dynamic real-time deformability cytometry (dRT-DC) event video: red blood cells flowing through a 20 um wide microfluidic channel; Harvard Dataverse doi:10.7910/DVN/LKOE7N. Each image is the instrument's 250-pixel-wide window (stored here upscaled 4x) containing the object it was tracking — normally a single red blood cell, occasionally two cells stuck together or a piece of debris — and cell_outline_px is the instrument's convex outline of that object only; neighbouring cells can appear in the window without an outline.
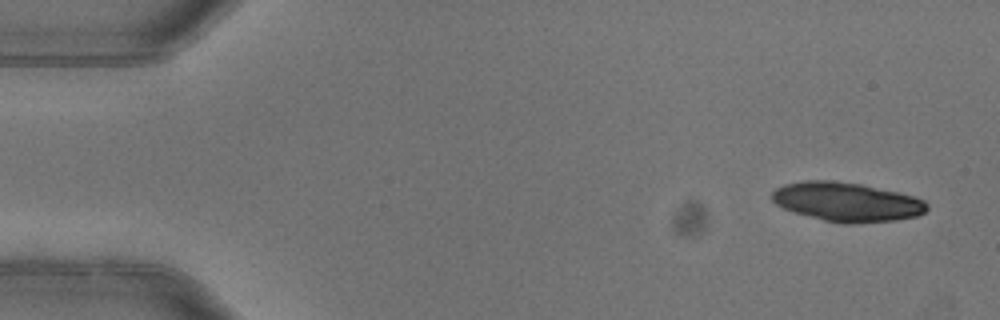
{"species": "common noctule bat (a hibernating species)", "species_latin": "Nyctalus noctula", "temperature_condition": "warm", "stored_images_in_passage": 4, "camera_frame_rate_fps": 3000, "um_per_image_px": 0.085, "animal": {"sex": "female"}, "frame": {"image": 1, "passage_image": 1, "time_ms": 0.0, "image_size_px": [1000, 320], "cell_outline_px": [[928, 208], [924, 212], [916, 216], [896, 220], [852, 224], [844, 224], [824, 220], [796, 212], [784, 208], [776, 204], [772, 200], [772, 192], [776, 188], [784, 184], [804, 180], [832, 180], [860, 184], [896, 192], [912, 196], [924, 200], [928, 204]], "centroid_in_image_um": [71.97, 17.16], "position_along_channel_um": 13.0, "area_um2": 35.08}}